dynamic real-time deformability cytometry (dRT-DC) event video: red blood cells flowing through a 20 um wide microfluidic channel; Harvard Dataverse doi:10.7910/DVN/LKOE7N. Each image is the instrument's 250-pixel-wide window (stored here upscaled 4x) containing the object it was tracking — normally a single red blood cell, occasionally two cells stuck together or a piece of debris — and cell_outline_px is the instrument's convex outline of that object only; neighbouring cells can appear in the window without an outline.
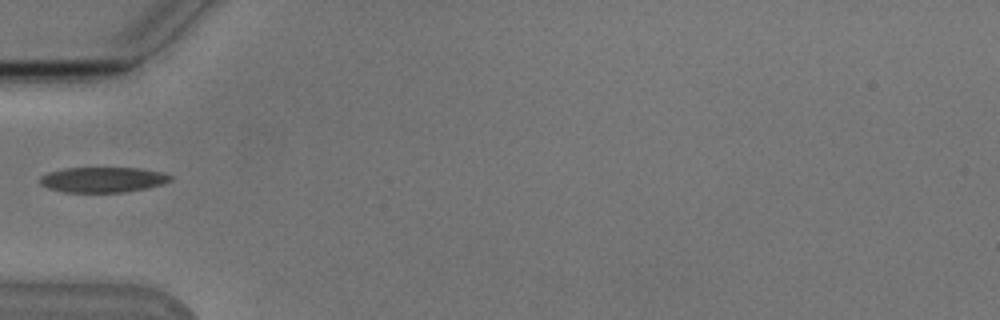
{"species": "Egyptian fruit bat (a non-hibernating species)", "species_latin": "Rousettus aegyptiacus", "temperature_condition": "cold", "stored_images_in_passage": 3, "camera_frame_rate_fps": 3000, "um_per_image_px": 0.085, "animal": {"sex": "male"}, "frame": {"image": 1, "passage_image": 2, "time_ms": 1.333, "image_size_px": [1000, 320], "cell_outline_px": [[172, 180], [164, 184], [148, 188], [124, 192], [64, 192], [48, 188], [40, 184], [40, 176], [48, 172], [64, 168], [140, 168], [164, 172], [172, 176]], "centroid_in_image_um": [8.77, 15.27], "position_along_channel_um": 76.2, "area_um2": 19.42}}